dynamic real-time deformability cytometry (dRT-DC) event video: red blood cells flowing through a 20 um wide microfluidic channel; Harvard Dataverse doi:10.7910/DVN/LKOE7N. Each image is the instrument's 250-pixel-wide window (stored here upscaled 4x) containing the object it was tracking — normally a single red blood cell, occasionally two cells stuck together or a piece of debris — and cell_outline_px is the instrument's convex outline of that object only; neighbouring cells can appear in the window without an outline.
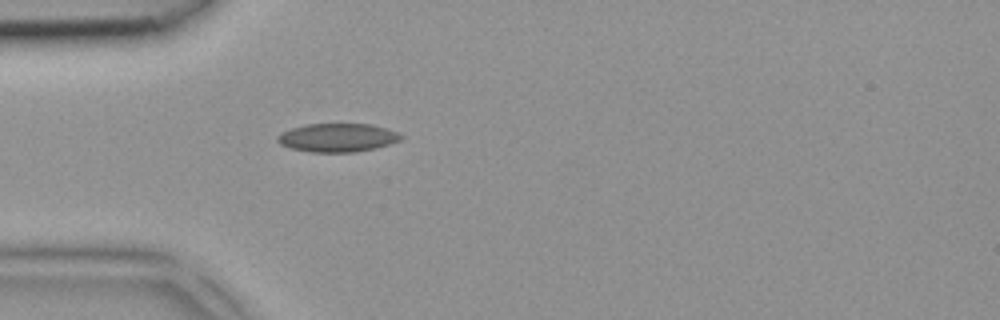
{"species": "common noctule bat (a hibernating species)", "species_latin": "Nyctalus noctula", "temperature_condition": "room temperature", "stored_images_in_passage": 5, "camera_frame_rate_fps": 3000, "um_per_image_px": 0.085, "animal": {"sex": "female", "body_mass_g": 18.4}, "frame": {"image": 1, "passage_image": 5, "time_ms": 1.333, "image_size_px": [1000, 320], "cell_outline_px": [[404, 136], [400, 140], [388, 144], [372, 148], [352, 152], [312, 152], [292, 148], [280, 144], [276, 140], [276, 136], [292, 128], [304, 124], [372, 124], [388, 128]], "centroid_in_image_um": [28.68, 11.69], "position_along_channel_um": 56.3, "area_um2": 20.29}}